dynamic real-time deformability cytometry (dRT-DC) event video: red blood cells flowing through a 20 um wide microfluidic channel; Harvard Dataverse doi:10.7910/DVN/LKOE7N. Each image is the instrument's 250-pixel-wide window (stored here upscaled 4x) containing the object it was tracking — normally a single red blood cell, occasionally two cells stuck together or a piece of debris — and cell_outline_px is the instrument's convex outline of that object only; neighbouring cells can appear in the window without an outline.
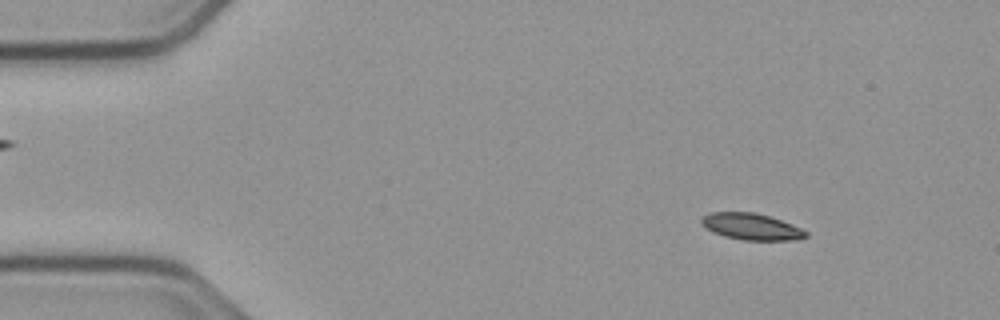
{"species": "common noctule bat (a hibernating species)", "species_latin": "Nyctalus noctula", "temperature_condition": "cold", "stored_images_in_passage": 55, "camera_frame_rate_fps": 3000, "um_per_image_px": 0.085, "animal": {"sex": "male", "body_mass_g": 23.1, "forearm_length_mm": 52.7}, "frame": {"image": 1, "passage_image": 7, "time_ms": 2.0, "image_size_px": [1000, 320], "cell_outline_px": [[808, 236], [792, 240], [744, 240], [724, 236], [712, 232], [700, 224], [700, 220], [704, 216], [712, 212], [752, 212], [768, 216], [792, 224], [808, 232]], "centroid_in_image_um": [63.84, 19.26], "position_along_channel_um": 21.2, "area_um2": 16.01}}
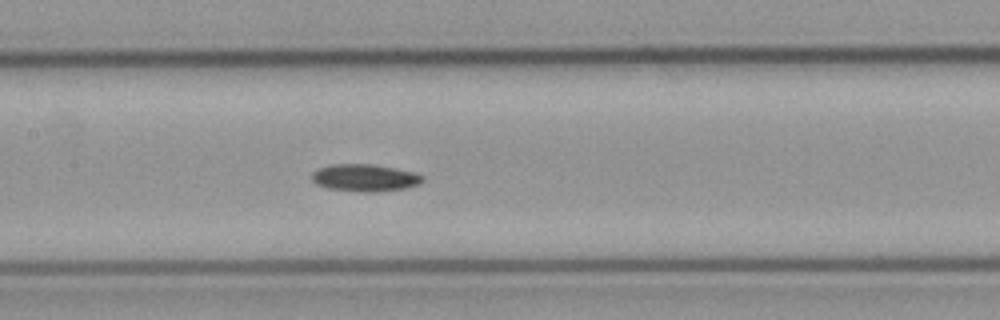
{"frame": {"image": 2, "passage_image": 26, "time_ms": 8.333, "image_size_px": [1000, 320], "cell_outline_px": [[424, 180], [420, 184], [408, 188], [380, 192], [356, 192], [328, 188], [316, 184], [312, 180], [312, 172], [320, 168], [332, 164], [372, 164], [412, 172], [424, 176]], "centroid_in_image_um": [31.02, 15.13], "position_along_channel_um": 176.4, "area_um2": 17.69}}
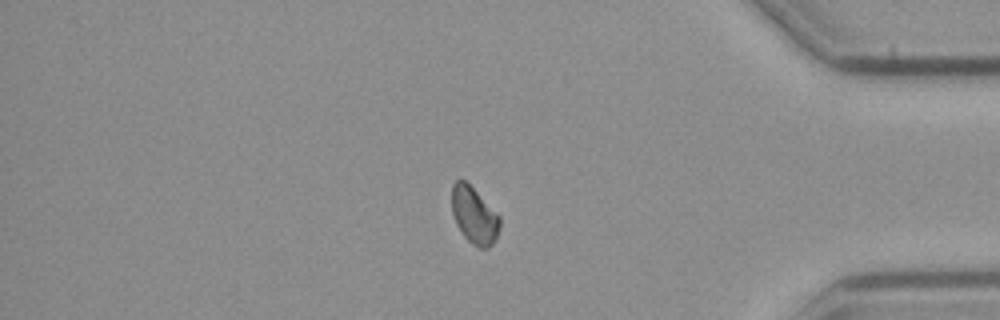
{"frame": {"image": 3, "passage_image": 46, "time_ms": 15.0, "image_size_px": [1000, 320], "cell_outline_px": [[500, 224], [496, 236], [492, 244], [488, 248], [480, 248], [472, 244], [464, 236], [456, 224], [452, 212], [452, 184], [456, 180], [464, 180], [500, 216]], "centroid_in_image_um": [40.29, 18.32], "position_along_channel_um": 394.9, "area_um2": 15.55}, "authors_computed_cell_mechanics": {"area_um2": 16.473, "velocity_mm_per_s": 3.7567, "shape_relaxation_time_tau1_ms": 8.3829, "shape_relaxation_time_tau2_ms": null, "deformation_change_tau1": 0.1101, "deformation_change_tau2": null}}